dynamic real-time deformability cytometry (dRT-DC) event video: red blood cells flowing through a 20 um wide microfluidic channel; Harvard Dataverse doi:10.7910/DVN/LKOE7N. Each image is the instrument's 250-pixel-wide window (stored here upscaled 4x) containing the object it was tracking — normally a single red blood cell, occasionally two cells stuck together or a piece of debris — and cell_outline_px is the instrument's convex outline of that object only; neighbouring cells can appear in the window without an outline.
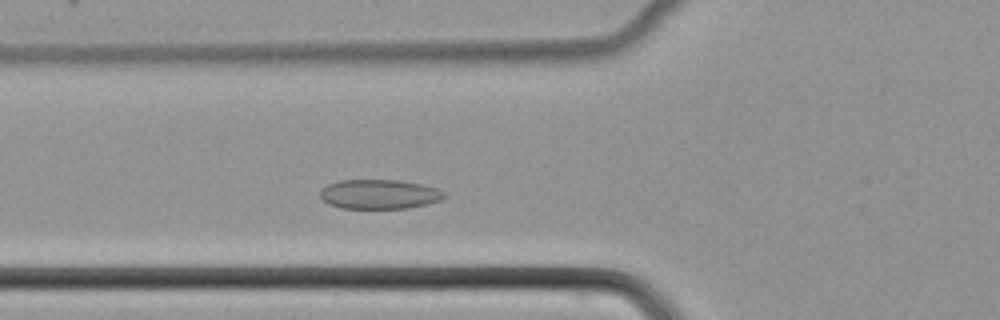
{"species": "common noctule bat (a hibernating species)", "species_latin": "Nyctalus noctula", "temperature_condition": "cold", "stored_images_in_passage": 43, "camera_frame_rate_fps": 3000, "um_per_image_px": 0.085, "animal": {"sex": "female", "body_mass_g": 22.7, "forearm_length_mm": 54.2}, "frame": {"image": 1, "passage_image": 11, "time_ms": 3.333, "image_size_px": [1000, 320], "cell_outline_px": [[444, 196], [440, 200], [428, 204], [408, 208], [340, 208], [328, 204], [320, 196], [320, 188], [328, 184], [340, 180], [400, 180], [420, 184], [436, 188], [444, 192]], "centroid_in_image_um": [32.2, 16.51], "position_along_channel_um": 93.6, "area_um2": 21.27}}
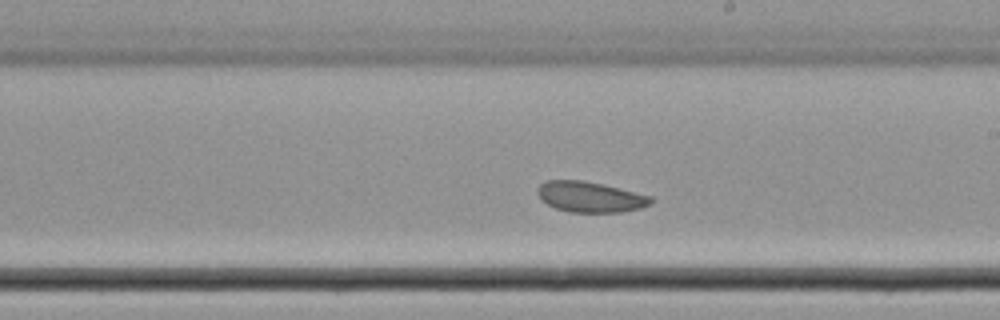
{"frame": {"image": 2, "passage_image": 22, "time_ms": 7.0, "image_size_px": [1000, 320], "cell_outline_px": [[652, 204], [640, 208], [620, 212], [568, 212], [556, 208], [540, 200], [536, 192], [536, 188], [544, 180], [584, 180], [652, 196]], "centroid_in_image_um": [50.12, 16.73], "position_along_channel_um": 238.9, "area_um2": 20.29}}
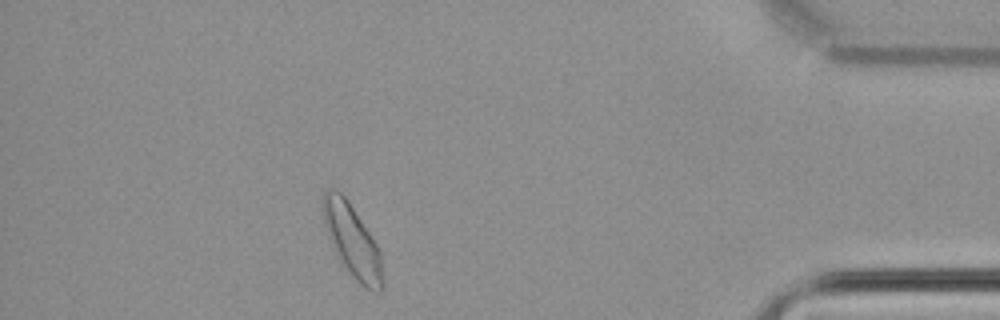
{"frame": {"image": 3, "passage_image": 38, "time_ms": 12.333, "image_size_px": [1000, 320], "cell_outline_px": [[384, 288], [380, 292], [372, 292], [364, 288], [348, 272], [336, 256], [328, 236], [324, 224], [320, 208], [320, 200], [324, 192], [328, 188], [336, 188], [348, 200], [372, 236], [380, 252], [384, 284]], "centroid_in_image_um": [29.91, 20.46], "position_along_channel_um": 405.3, "area_um2": 25.89}}